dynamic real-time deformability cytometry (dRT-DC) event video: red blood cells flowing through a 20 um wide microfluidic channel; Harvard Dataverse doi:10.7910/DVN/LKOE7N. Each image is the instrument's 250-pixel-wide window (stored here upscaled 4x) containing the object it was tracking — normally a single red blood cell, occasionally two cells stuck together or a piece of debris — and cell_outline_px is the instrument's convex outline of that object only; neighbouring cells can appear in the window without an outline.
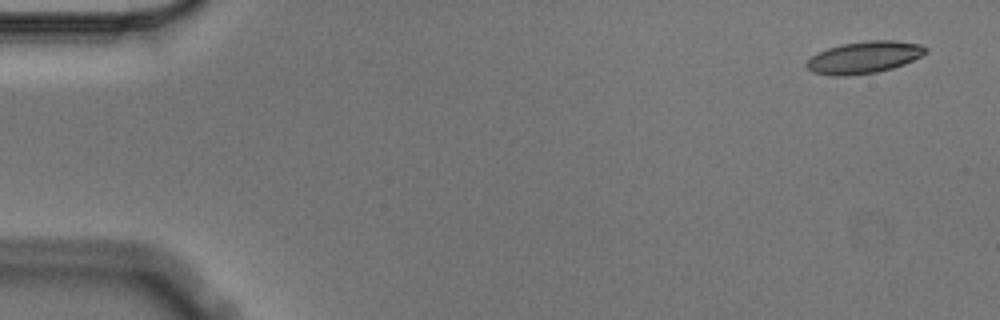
{"species": "Egyptian fruit bat (a non-hibernating species)", "species_latin": "Rousettus aegyptiacus", "temperature_condition": "cold", "stored_images_in_passage": 5, "camera_frame_rate_fps": 3000, "um_per_image_px": 0.085, "animal": {"sex": "male"}, "frame": {"image": 1, "passage_image": 1, "time_ms": 0.0, "image_size_px": [1000, 320], "cell_outline_px": [[928, 52], [904, 64], [892, 68], [876, 72], [844, 76], [832, 76], [812, 72], [804, 64], [816, 52], [840, 44], [868, 40], [896, 40], [920, 44], [928, 48]], "centroid_in_image_um": [73.44, 4.86], "position_along_channel_um": 11.6, "area_um2": 22.31}}
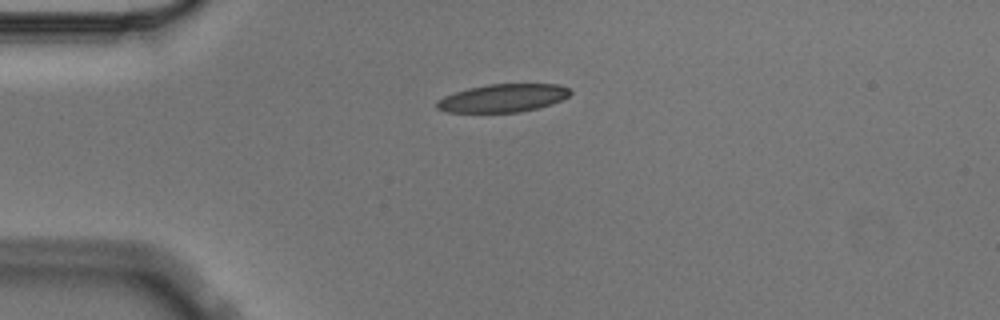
{"frame": {"image": 2, "passage_image": 4, "time_ms": 1.0, "image_size_px": [1000, 320], "cell_outline_px": [[572, 92], [568, 96], [552, 104], [520, 112], [444, 112], [436, 108], [436, 100], [444, 96], [468, 88], [488, 84], [560, 84], [568, 88]], "centroid_in_image_um": [42.73, 8.33], "position_along_channel_um": 42.3, "area_um2": 21.79}}